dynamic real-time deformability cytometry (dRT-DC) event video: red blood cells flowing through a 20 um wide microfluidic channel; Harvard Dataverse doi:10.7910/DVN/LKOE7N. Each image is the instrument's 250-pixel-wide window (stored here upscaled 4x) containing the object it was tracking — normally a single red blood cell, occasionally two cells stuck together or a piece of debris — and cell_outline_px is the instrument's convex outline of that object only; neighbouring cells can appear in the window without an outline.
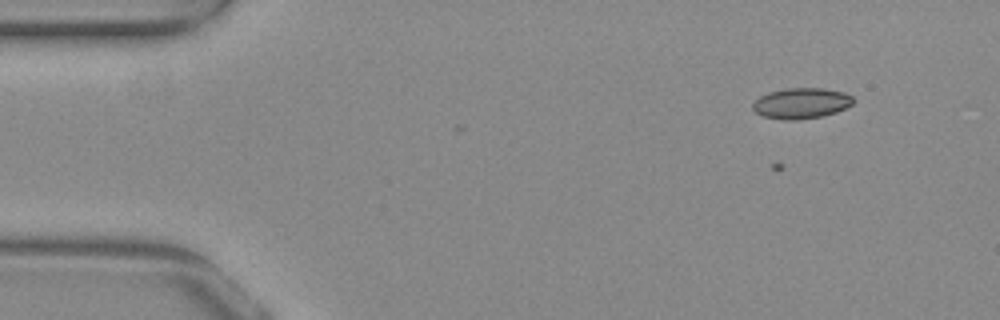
{"species": "common noctule bat (a hibernating species)", "species_latin": "Nyctalus noctula", "temperature_condition": "warm", "stored_images_in_passage": 54, "camera_frame_rate_fps": 3000, "um_per_image_px": 0.085, "animal": {"sex": "female", "body_mass_g": 29.2, "forearm_length_mm": 56.3}, "frame": {"image": 1, "passage_image": 7, "time_ms": 2.0, "image_size_px": [1000, 320], "cell_outline_px": [[852, 104], [836, 112], [824, 116], [796, 120], [780, 120], [764, 116], [756, 112], [752, 108], [752, 104], [760, 96], [768, 92], [788, 88], [824, 88], [844, 92], [852, 96]], "centroid_in_image_um": [68.09, 8.78], "position_along_channel_um": 16.9, "area_um2": 17.98}}
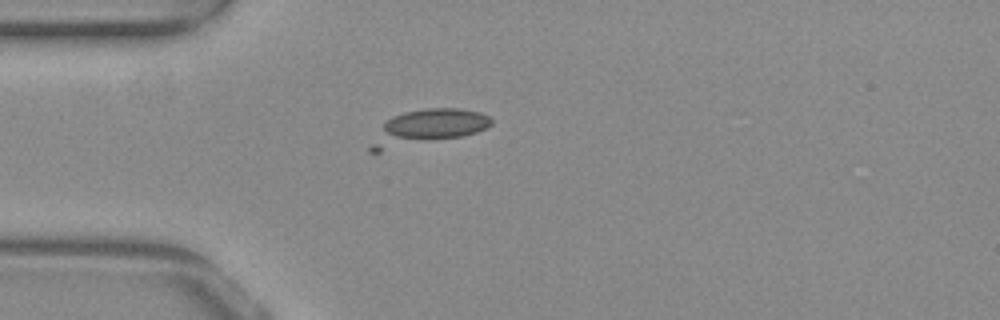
{"frame": {"image": 2, "passage_image": 16, "time_ms": 5.0, "image_size_px": [1000, 320], "cell_outline_px": [[492, 124], [488, 128], [464, 136], [380, 152], [368, 152], [368, 148], [384, 124], [392, 116], [404, 112], [424, 108], [460, 108], [480, 112], [488, 116], [492, 120]], "centroid_in_image_um": [36.36, 10.84], "position_along_channel_um": 48.6, "area_um2": 24.68}}